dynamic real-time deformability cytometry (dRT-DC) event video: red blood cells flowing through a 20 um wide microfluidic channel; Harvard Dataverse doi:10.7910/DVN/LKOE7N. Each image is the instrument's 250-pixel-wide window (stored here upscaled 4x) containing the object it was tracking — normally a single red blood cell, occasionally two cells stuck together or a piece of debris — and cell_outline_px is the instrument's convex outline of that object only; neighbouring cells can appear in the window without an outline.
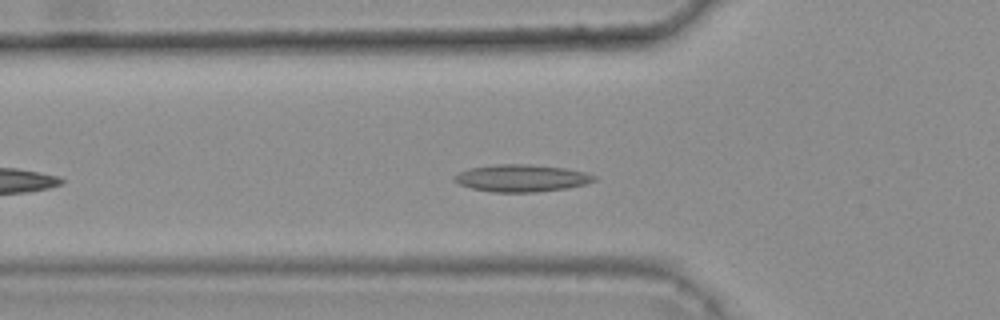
{"species": "common noctule bat (a hibernating species)", "species_latin": "Nyctalus noctula", "temperature_condition": "warm", "stored_images_in_passage": 33, "camera_frame_rate_fps": 3000, "um_per_image_px": 0.085, "animal": {"sex": "female", "body_mass_g": 25.1}, "frame": {"image": 1, "passage_image": 8, "time_ms": 2.333, "image_size_px": [1000, 320], "cell_outline_px": [[596, 180], [584, 184], [568, 188], [536, 192], [492, 192], [472, 188], [460, 184], [452, 180], [452, 176], [468, 168], [496, 164], [532, 164], [564, 168], [584, 172], [596, 176]], "centroid_in_image_um": [44.3, 15.14], "position_along_channel_um": 81.5, "area_um2": 22.2}}
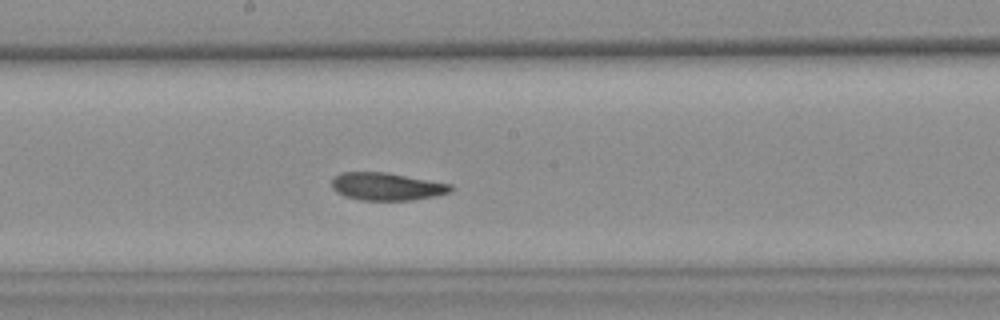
{"frame": {"image": 2, "passage_image": 19, "time_ms": 6.0, "image_size_px": [1000, 320], "cell_outline_px": [[452, 192], [436, 196], [412, 200], [360, 200], [344, 196], [336, 192], [332, 188], [332, 180], [340, 172], [388, 172], [452, 184]], "centroid_in_image_um": [32.89, 15.85], "position_along_channel_um": 215.3, "area_um2": 19.36}}
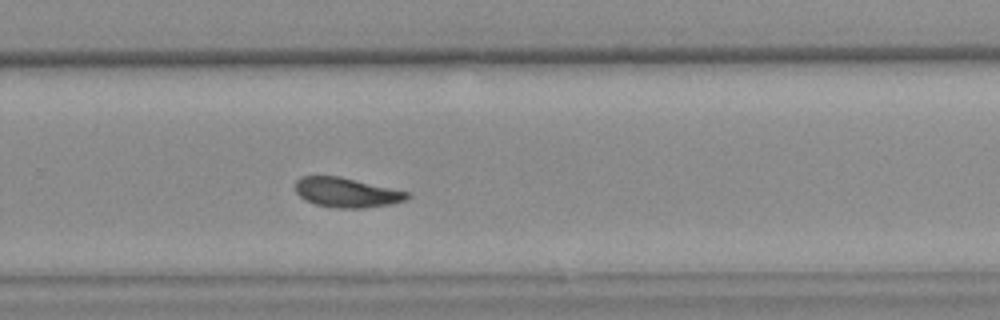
{"frame": {"image": 3, "passage_image": 26, "time_ms": 8.333, "image_size_px": [1000, 320], "cell_outline_px": [[408, 196], [404, 200], [392, 204], [364, 208], [332, 208], [316, 204], [304, 200], [296, 192], [296, 180], [300, 176], [340, 176], [408, 192]], "centroid_in_image_um": [29.41, 16.36], "position_along_channel_um": 300.4, "area_um2": 19.25}, "authors_computed_cell_mechanics": {"area_um2": 19.7098, "velocity_mm_per_s": 3.652, "shape_relaxation_time_tau1_ms": null, "shape_relaxation_time_tau2_ms": 2.3309, "deformation_change_tau1": null, "deformation_change_tau2": 0.0798}}